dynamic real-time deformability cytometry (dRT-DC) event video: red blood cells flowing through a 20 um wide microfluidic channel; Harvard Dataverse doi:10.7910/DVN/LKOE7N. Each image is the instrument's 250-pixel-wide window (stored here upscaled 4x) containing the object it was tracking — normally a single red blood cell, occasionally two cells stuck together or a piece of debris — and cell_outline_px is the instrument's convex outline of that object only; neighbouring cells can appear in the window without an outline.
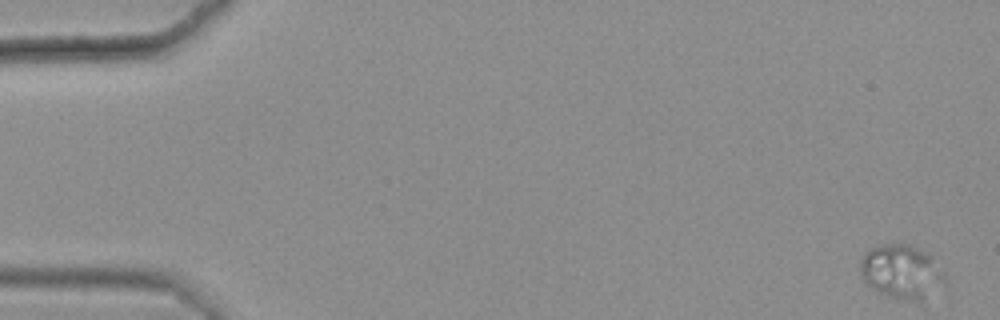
{"species": "common noctule bat (a hibernating species)", "species_latin": "Nyctalus noctula", "temperature_condition": "warm", "stored_images_in_passage": 49, "camera_frame_rate_fps": 3000, "um_per_image_px": 0.085, "animal": {"sex": "female", "body_mass_g": 25.1}, "frame": {"image": 1, "passage_image": 1, "time_ms": 0.0, "image_size_px": [1000, 320], "cell_outline_px": [[948, 280], [924, 300], [896, 300], [872, 288], [864, 280], [860, 272], [860, 256], [868, 248], [880, 244], [908, 244], [928, 252], [932, 256], [944, 272]], "centroid_in_image_um": [76.63, 23.08], "position_along_channel_um": 8.4, "area_um2": 27.05}}
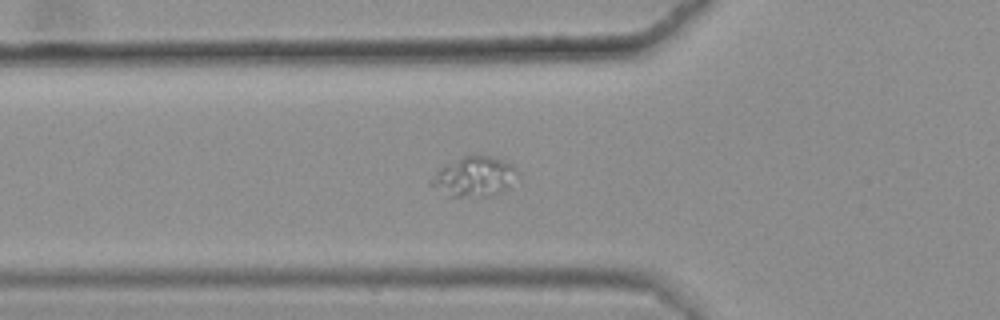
{"frame": {"image": 2, "passage_image": 20, "time_ms": 6.333, "image_size_px": [1000, 320], "cell_outline_px": [[520, 176], [512, 188], [492, 196], [452, 196], [428, 184], [436, 172], [440, 168], [472, 152], [492, 156], [512, 164], [516, 168]], "centroid_in_image_um": [40.43, 14.99], "position_along_channel_um": 85.4, "area_um2": 20.52}}
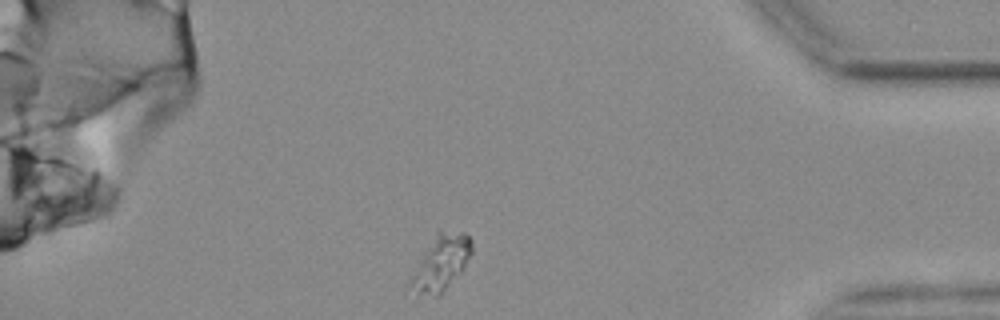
{"frame": {"image": 3, "passage_image": 49, "time_ms": 16.0, "image_size_px": [1000, 320], "cell_outline_px": [[472, 252], [460, 272], [440, 296], [416, 296], [408, 284], [408, 280], [436, 232], [464, 232], [472, 240]], "centroid_in_image_um": [37.45, 22.4], "position_along_channel_um": 397.7, "area_um2": 19.48}}